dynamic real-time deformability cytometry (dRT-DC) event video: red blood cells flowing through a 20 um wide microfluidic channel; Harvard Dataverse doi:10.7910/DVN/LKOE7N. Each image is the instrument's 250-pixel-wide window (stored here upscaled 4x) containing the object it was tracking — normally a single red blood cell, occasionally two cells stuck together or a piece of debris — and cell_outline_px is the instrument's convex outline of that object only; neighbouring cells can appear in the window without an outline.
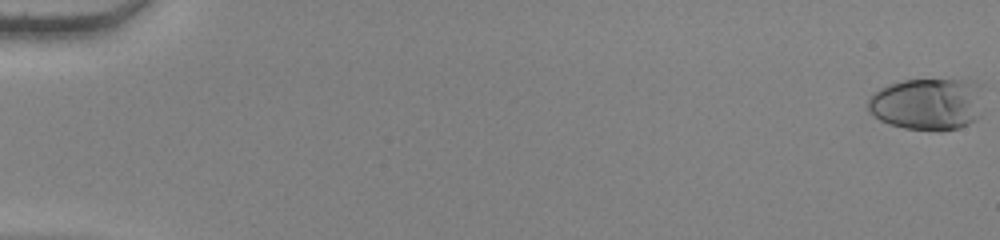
{"species": "human", "species_latin": "Homo sapiens", "temperature_condition": "warm", "stored_images_in_passage": 55, "camera_frame_rate_fps": 3000, "um_per_image_px": 0.085, "donor": {"sex": "female"}, "frame": {"image": 1, "passage_image": 1, "time_ms": 0.0, "image_size_px": [1000, 240], "cell_outline_px": [[984, 84], [980, 116], [976, 120], [960, 128], [940, 132], [904, 128], [888, 124], [880, 120], [868, 108], [868, 100], [880, 88], [888, 84], [904, 80], [972, 80]], "centroid_in_image_um": [78.92, 8.85], "position_along_channel_um": 6.1, "area_um2": 35.72}}
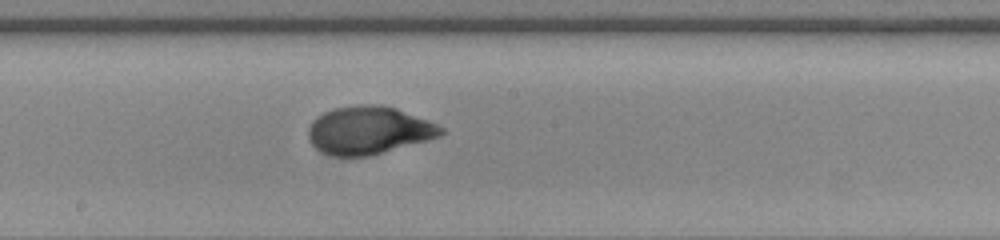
{"frame": {"image": 2, "passage_image": 32, "time_ms": 10.333, "image_size_px": [1000, 240], "cell_outline_px": [[444, 132], [440, 136], [372, 156], [332, 156], [320, 152], [312, 144], [308, 136], [308, 128], [324, 112], [336, 108], [360, 104], [372, 104], [396, 108], [428, 120], [444, 128]], "centroid_in_image_um": [31.35, 11.09], "position_along_channel_um": 216.8, "area_um2": 36.76}}
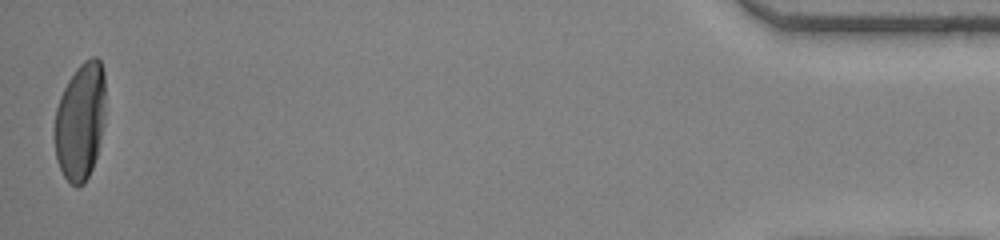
{"frame": {"image": 3, "passage_image": 55, "time_ms": 18.0, "image_size_px": [1000, 240], "cell_outline_px": [[104, 124], [96, 156], [92, 168], [84, 184], [76, 188], [64, 176], [56, 160], [56, 108], [60, 96], [68, 80], [76, 68], [84, 60], [92, 56], [96, 56], [100, 60], [104, 72]], "centroid_in_image_um": [6.84, 10.29], "position_along_channel_um": 428.4, "area_um2": 34.62}, "authors_computed_cell_mechanics": {"area_um2": 35.3736, "velocity_mm_per_s": 3.8416, "shape_relaxation_time_tau1_ms": 4.466, "shape_relaxation_time_tau2_ms": null, "deformation_change_tau1": 0.2235, "deformation_change_tau2": null}}